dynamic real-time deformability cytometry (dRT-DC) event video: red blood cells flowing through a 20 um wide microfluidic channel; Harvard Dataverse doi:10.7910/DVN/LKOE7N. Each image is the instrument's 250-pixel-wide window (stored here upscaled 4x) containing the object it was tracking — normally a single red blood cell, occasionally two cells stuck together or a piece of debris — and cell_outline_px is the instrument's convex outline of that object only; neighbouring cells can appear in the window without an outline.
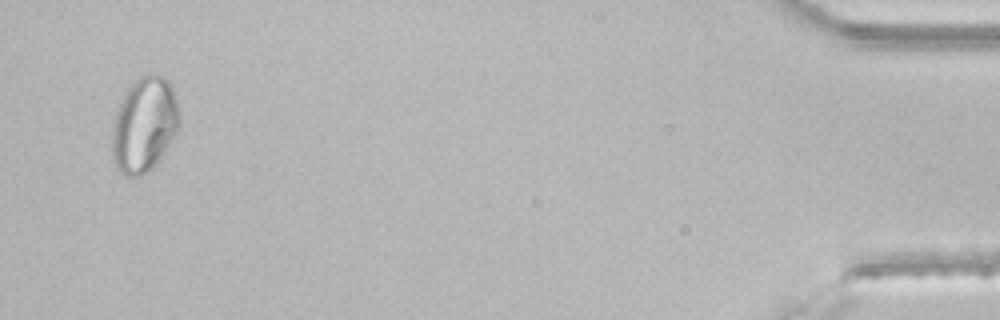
{"species": "common noctule bat (a hibernating species)", "species_latin": "Nyctalus noctula", "temperature_condition": "room temperature", "stored_images_in_passage": 44, "segment_of_instrument_passage": [2, 2], "camera_frame_rate_fps": 3000, "um_per_image_px": 0.085, "animal": {"sex": "male", "body_mass_g": 21.5, "forearm_length_mm": 52.0}, "frame": {"image": 1, "passage_image": 43, "time_ms": 14.0, "image_size_px": [1000, 320], "cell_outline_px": [[180, 120], [176, 132], [152, 168], [140, 176], [128, 176], [120, 172], [116, 168], [112, 156], [112, 128], [116, 108], [124, 92], [140, 76], [148, 72], [152, 72], [164, 76], [168, 80], [172, 88], [180, 112]], "centroid_in_image_um": [12.24, 10.55], "position_along_channel_um": 423.0, "area_um2": 37.34}}